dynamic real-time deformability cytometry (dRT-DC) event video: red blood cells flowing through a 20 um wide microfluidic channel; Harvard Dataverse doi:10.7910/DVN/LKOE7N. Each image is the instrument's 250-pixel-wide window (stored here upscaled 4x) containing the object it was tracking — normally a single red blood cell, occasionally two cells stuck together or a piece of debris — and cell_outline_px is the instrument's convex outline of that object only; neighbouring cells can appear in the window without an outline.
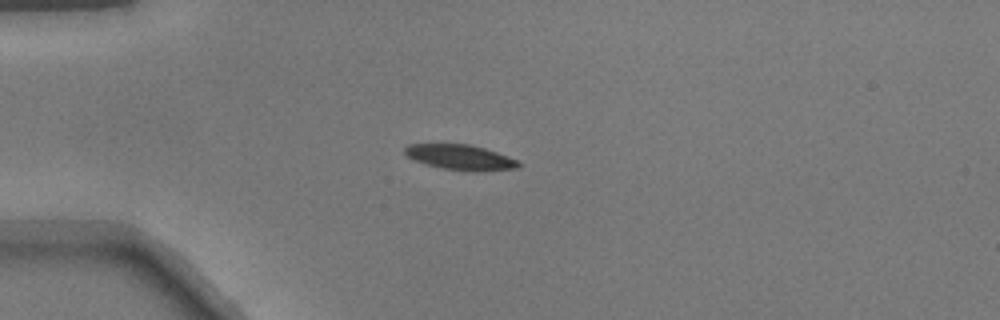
{"species": "common noctule bat (a hibernating species)", "species_latin": "Nyctalus noctula", "temperature_condition": "warm", "stored_images_in_passage": 38, "camera_frame_rate_fps": 3000, "um_per_image_px": 0.085, "animal": {"sex": "male", "body_mass_g": 17.9}, "frame": {"image": 1, "passage_image": 1, "time_ms": 0.0, "image_size_px": [1000, 320], "cell_outline_px": [[520, 164], [516, 168], [444, 168], [424, 164], [408, 156], [404, 152], [404, 148], [408, 144], [468, 144], [484, 148], [508, 156], [516, 160]], "centroid_in_image_um": [39.01, 13.3], "position_along_channel_um": 46.0, "area_um2": 15.43}}
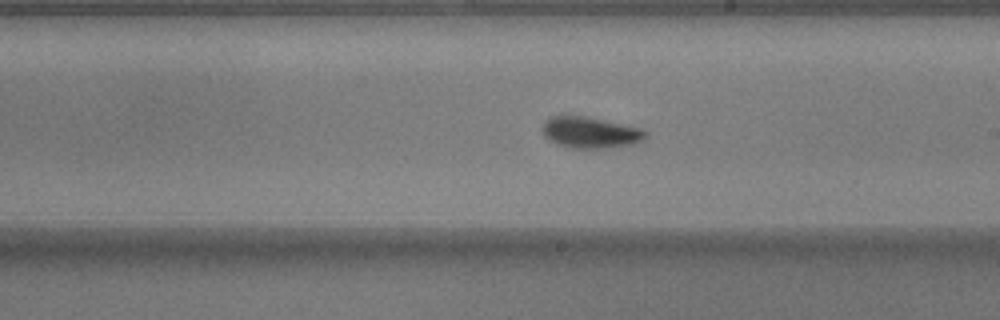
{"frame": {"image": 2, "passage_image": 17, "time_ms": 5.333, "image_size_px": [1000, 320], "cell_outline_px": [[648, 136], [644, 140], [636, 144], [600, 148], [572, 148], [556, 144], [548, 140], [544, 136], [544, 120], [548, 116], [588, 116], [640, 128], [648, 132]], "centroid_in_image_um": [50.2, 11.26], "position_along_channel_um": 238.8, "area_um2": 18.9}}
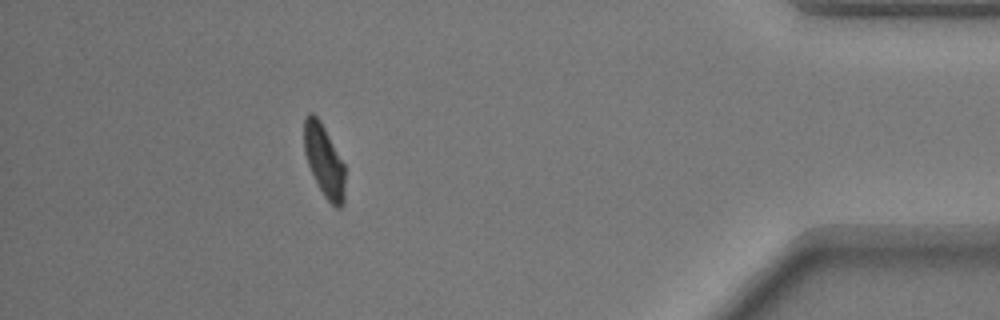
{"frame": {"image": 3, "passage_image": 33, "time_ms": 10.667, "image_size_px": [1000, 320], "cell_outline_px": [[344, 204], [340, 208], [336, 208], [324, 196], [308, 164], [304, 152], [304, 120], [308, 112], [312, 112], [320, 120], [344, 164]], "centroid_in_image_um": [27.54, 13.65], "position_along_channel_um": 407.7, "area_um2": 16.94}}